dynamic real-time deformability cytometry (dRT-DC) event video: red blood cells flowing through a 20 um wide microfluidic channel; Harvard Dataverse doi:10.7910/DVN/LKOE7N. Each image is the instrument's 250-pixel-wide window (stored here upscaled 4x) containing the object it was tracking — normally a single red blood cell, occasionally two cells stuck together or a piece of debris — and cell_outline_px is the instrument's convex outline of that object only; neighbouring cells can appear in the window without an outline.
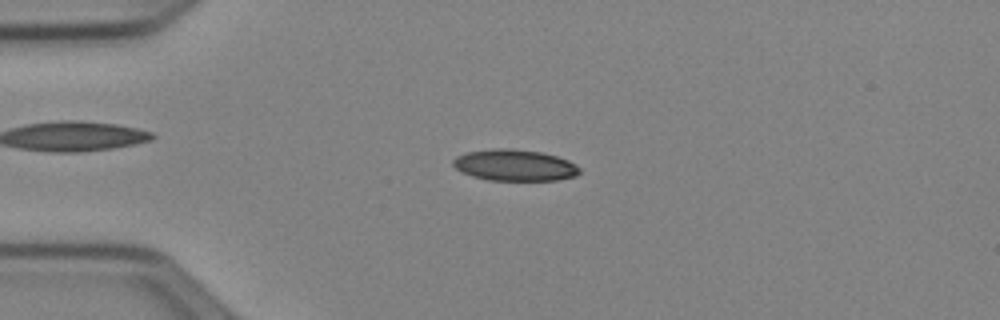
{"species": "Egyptian fruit bat (a non-hibernating species)", "species_latin": "Rousettus aegyptiacus", "temperature_condition": "cold", "stored_images_in_passage": 51, "camera_frame_rate_fps": 3000, "um_per_image_px": 0.085, "animal": {"sex": "female"}, "frame": {"image": 1, "passage_image": 12, "time_ms": 3.667, "image_size_px": [1000, 320], "cell_outline_px": [[580, 172], [576, 176], [556, 180], [488, 180], [472, 176], [456, 168], [452, 164], [452, 160], [456, 156], [468, 152], [492, 148], [512, 148], [544, 152], [568, 160], [576, 164], [580, 168]], "centroid_in_image_um": [43.76, 14.03], "position_along_channel_um": 41.2, "area_um2": 23.24}}
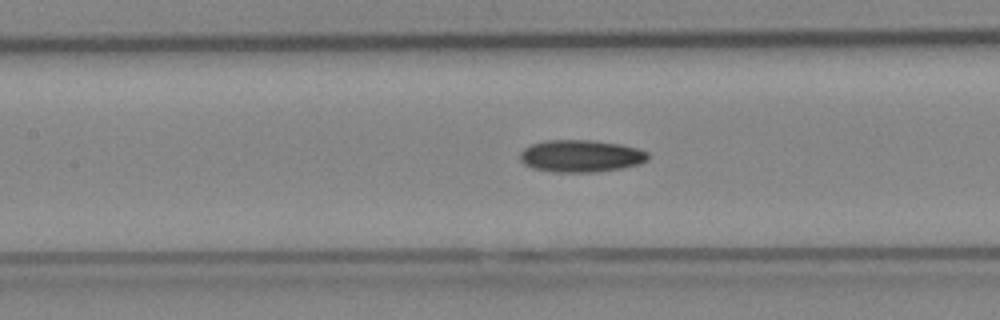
{"frame": {"image": 2, "passage_image": 23, "time_ms": 7.333, "image_size_px": [1000, 320], "cell_outline_px": [[648, 160], [640, 164], [620, 168], [596, 172], [552, 172], [532, 168], [524, 164], [520, 160], [520, 152], [524, 148], [532, 144], [544, 140], [592, 140], [620, 144], [640, 148], [648, 152]], "centroid_in_image_um": [49.38, 13.26], "position_along_channel_um": 158.0, "area_um2": 24.22}}
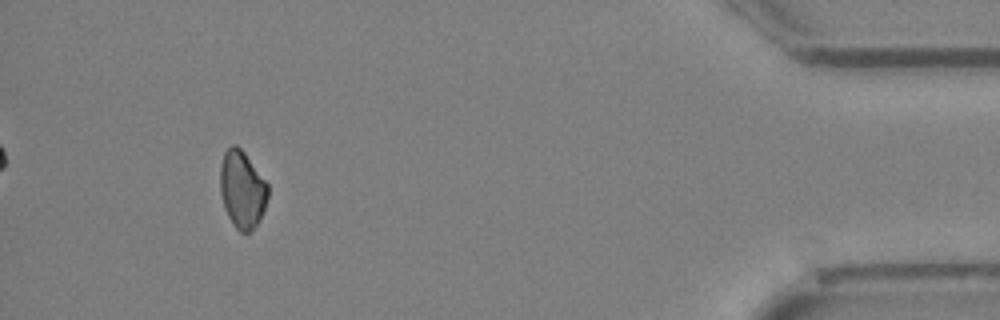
{"frame": {"image": 3, "passage_image": 47, "time_ms": 15.333, "image_size_px": [1000, 320], "cell_outline_px": [[268, 196], [260, 220], [252, 232], [240, 232], [232, 224], [224, 208], [220, 192], [220, 164], [224, 152], [232, 144], [236, 144], [244, 152], [268, 184]], "centroid_in_image_um": [20.57, 16.12], "position_along_channel_um": 414.6, "area_um2": 21.68}}